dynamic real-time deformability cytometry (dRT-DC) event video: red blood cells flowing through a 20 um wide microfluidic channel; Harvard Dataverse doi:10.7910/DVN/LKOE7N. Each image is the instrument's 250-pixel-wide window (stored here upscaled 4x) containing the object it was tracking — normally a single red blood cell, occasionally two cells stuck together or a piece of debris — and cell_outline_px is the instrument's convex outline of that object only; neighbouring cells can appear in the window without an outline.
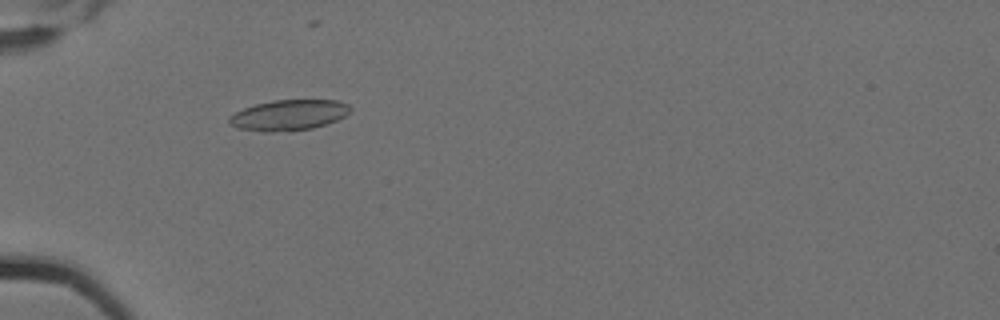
{"species": "Egyptian fruit bat (a non-hibernating species)", "species_latin": "Rousettus aegyptiacus", "temperature_condition": "cold", "stored_images_in_passage": 3, "camera_frame_rate_fps": 3000, "um_per_image_px": 0.085, "animal": {"sex": "female"}, "frame": {"image": 1, "passage_image": 2, "time_ms": 0.333, "image_size_px": [1000, 320], "cell_outline_px": [[352, 112], [336, 120], [312, 128], [292, 132], [264, 132], [236, 128], [228, 124], [228, 116], [244, 108], [256, 104], [272, 100], [340, 100], [348, 104], [352, 108]], "centroid_in_image_um": [24.53, 9.79], "position_along_channel_um": 60.5, "area_um2": 21.96}}